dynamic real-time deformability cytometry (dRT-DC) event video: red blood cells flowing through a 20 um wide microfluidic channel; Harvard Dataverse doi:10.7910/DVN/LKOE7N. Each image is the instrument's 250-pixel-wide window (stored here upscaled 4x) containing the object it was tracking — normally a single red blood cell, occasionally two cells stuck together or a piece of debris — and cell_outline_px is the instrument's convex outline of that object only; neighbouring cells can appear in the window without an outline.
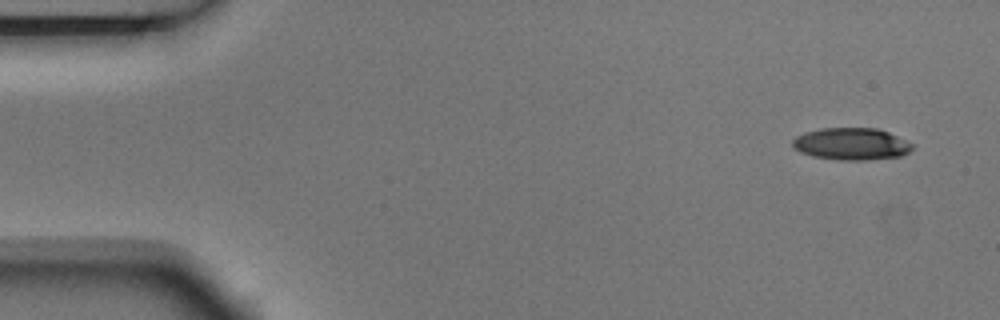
{"species": "Egyptian fruit bat (a non-hibernating species)", "species_latin": "Rousettus aegyptiacus", "temperature_condition": "room temperature", "stored_images_in_passage": 10, "camera_frame_rate_fps": 3000, "um_per_image_px": 0.085, "animal": {"sex": "male"}, "frame": {"image": 1, "passage_image": 1, "time_ms": 0.0, "image_size_px": [1000, 320], "cell_outline_px": [[916, 144], [908, 152], [900, 156], [868, 160], [840, 160], [812, 156], [800, 152], [792, 148], [792, 140], [796, 136], [804, 132], [820, 128], [876, 128], [888, 132]], "centroid_in_image_um": [72.35, 12.23], "position_along_channel_um": 12.6, "area_um2": 22.6}}
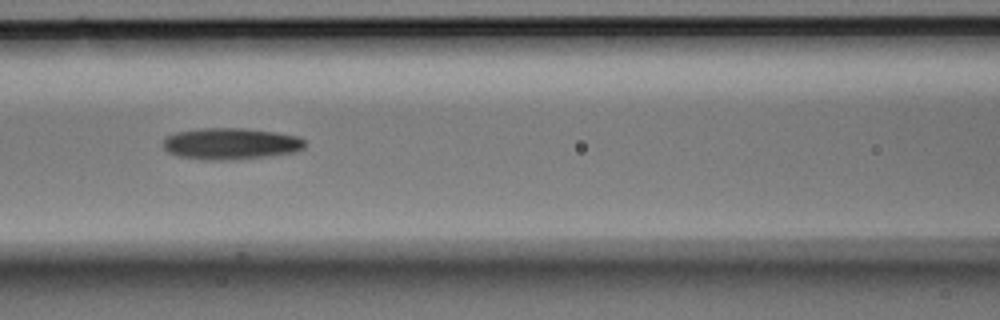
{"frame": {"image": 2, "passage_image": 6, "time_ms": 1.667, "image_size_px": [1000, 320], "cell_outline_px": [[304, 148], [292, 152], [236, 160], [204, 160], [176, 156], [168, 152], [164, 148], [164, 140], [168, 136], [176, 132], [200, 128], [240, 128], [276, 132], [296, 136], [304, 140]], "centroid_in_image_um": [19.56, 12.22], "position_along_channel_um": 147.0, "area_um2": 25.89}}
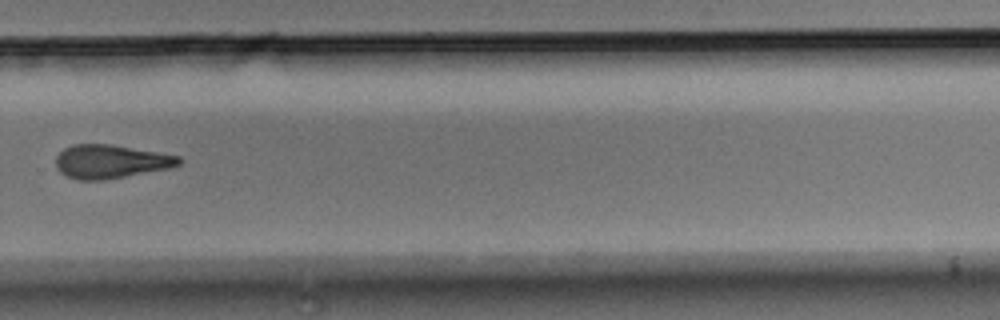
{"frame": {"image": 3, "passage_image": 10, "time_ms": 3.0, "image_size_px": [1000, 320], "cell_outline_px": [[184, 160], [180, 164], [168, 168], [104, 180], [76, 180], [60, 172], [56, 168], [56, 156], [64, 148], [72, 144], [112, 144], [180, 156]], "centroid_in_image_um": [9.39, 13.72], "position_along_channel_um": 320.4, "area_um2": 24.1}}